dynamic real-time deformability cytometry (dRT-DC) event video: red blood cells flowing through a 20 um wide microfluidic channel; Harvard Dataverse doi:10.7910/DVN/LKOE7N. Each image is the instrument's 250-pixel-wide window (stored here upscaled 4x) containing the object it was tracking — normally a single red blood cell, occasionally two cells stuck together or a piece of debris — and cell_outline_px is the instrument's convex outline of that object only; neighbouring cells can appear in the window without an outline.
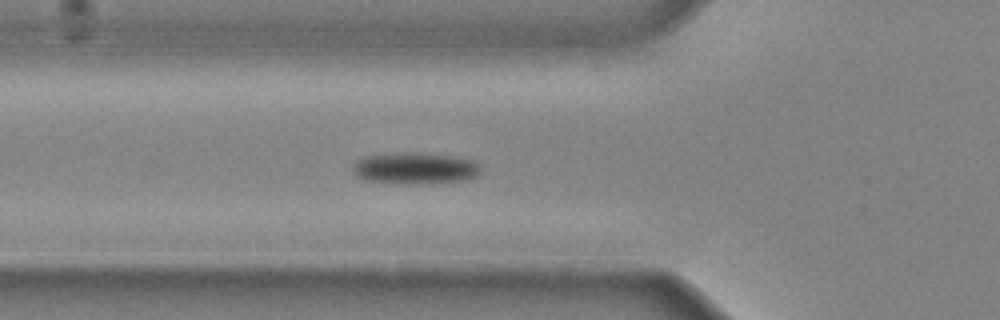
{"species": "common noctule bat (a hibernating species)", "species_latin": "Nyctalus noctula", "temperature_condition": "cold", "stored_images_in_passage": 35, "camera_frame_rate_fps": 3000, "um_per_image_px": 0.085, "animal": {"sex": "male", "body_mass_g": 20.4}, "frame": {"image": 1, "passage_image": 8, "time_ms": 2.333, "image_size_px": [1000, 320], "cell_outline_px": [[480, 172], [476, 176], [464, 180], [432, 184], [404, 184], [364, 180], [352, 168], [352, 164], [356, 160], [364, 156], [396, 152], [416, 152], [452, 156], [476, 160], [480, 164]], "centroid_in_image_um": [35.31, 14.3], "position_along_channel_um": 90.5, "area_um2": 23.93}}
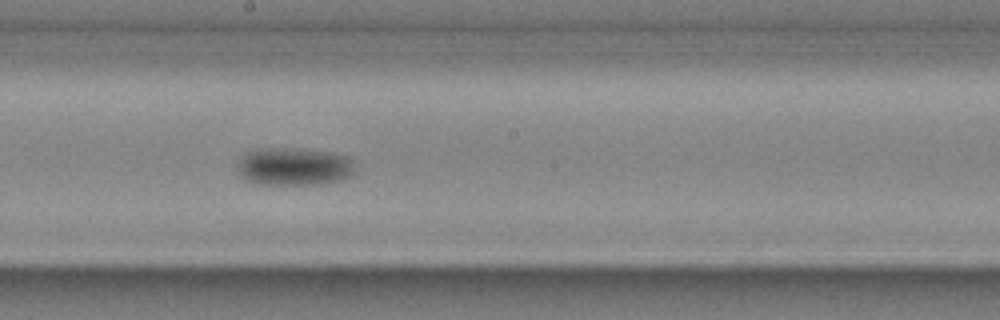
{"frame": {"image": 2, "passage_image": 17, "time_ms": 5.333, "image_size_px": [1000, 320], "cell_outline_px": [[352, 176], [340, 180], [324, 184], [256, 184], [248, 180], [240, 172], [240, 160], [244, 152], [256, 148], [304, 148], [328, 152], [348, 156], [352, 160]], "centroid_in_image_um": [25.01, 14.14], "position_along_channel_um": 223.2, "area_um2": 25.89}}
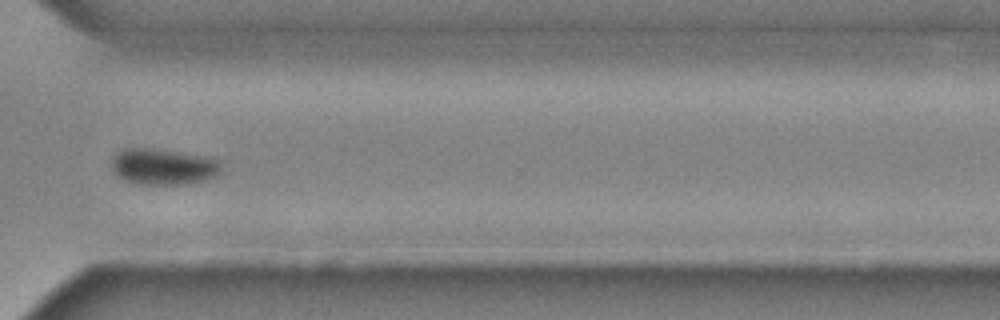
{"frame": {"image": 3, "passage_image": 26, "time_ms": 8.333, "image_size_px": [1000, 320], "cell_outline_px": [[220, 176], [208, 180], [188, 184], [136, 184], [124, 180], [116, 176], [112, 168], [112, 156], [124, 148], [156, 148], [204, 156], [220, 160]], "centroid_in_image_um": [13.89, 14.17], "position_along_channel_um": 356.7, "area_um2": 23.52}}